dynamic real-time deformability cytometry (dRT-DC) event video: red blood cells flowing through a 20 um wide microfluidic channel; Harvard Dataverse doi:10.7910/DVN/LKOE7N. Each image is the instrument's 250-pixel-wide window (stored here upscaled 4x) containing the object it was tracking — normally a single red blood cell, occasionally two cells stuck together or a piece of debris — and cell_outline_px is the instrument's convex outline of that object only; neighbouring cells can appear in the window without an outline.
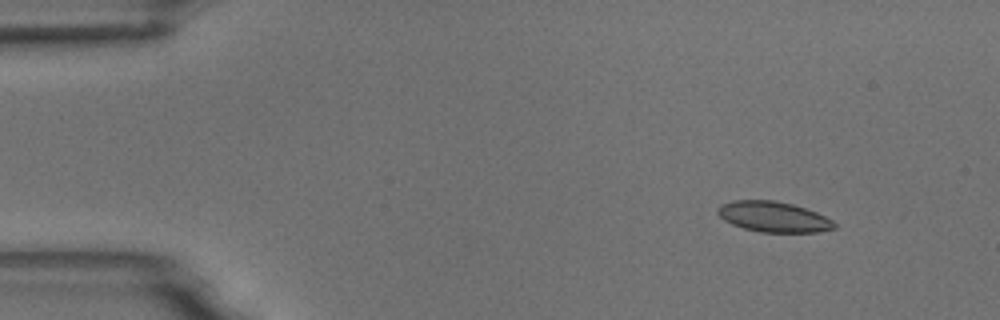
{"species": "common noctule bat (a hibernating species)", "species_latin": "Nyctalus noctula", "temperature_condition": "room temperature", "stored_images_in_passage": 5, "camera_frame_rate_fps": 3000, "um_per_image_px": 0.085, "animal": {"sex": "male", "body_mass_g": 18.8}, "frame": {"image": 1, "passage_image": 2, "time_ms": 1.333, "image_size_px": [1000, 320], "cell_outline_px": [[836, 228], [820, 232], [760, 232], [744, 228], [732, 224], [724, 220], [716, 212], [716, 208], [720, 204], [736, 200], [772, 200], [792, 204], [816, 212], [832, 220], [836, 224]], "centroid_in_image_um": [65.73, 18.43], "position_along_channel_um": 19.3, "area_um2": 20.69}}
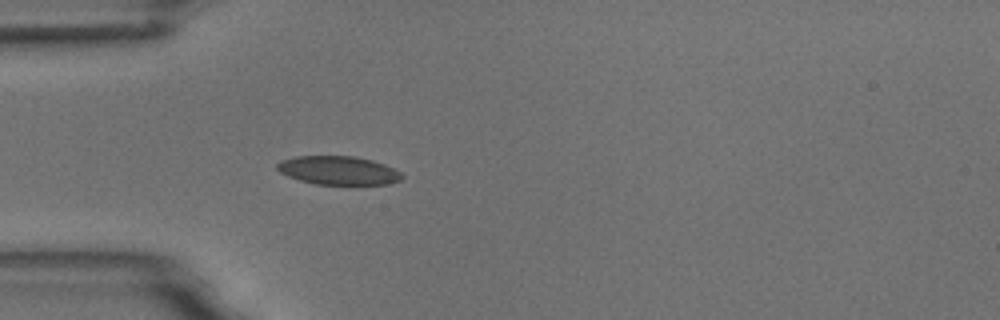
{"frame": {"image": 2, "passage_image": 5, "time_ms": 4.667, "image_size_px": [1000, 320], "cell_outline_px": [[404, 176], [400, 180], [388, 184], [316, 184], [300, 180], [288, 176], [280, 172], [276, 168], [276, 164], [280, 160], [296, 156], [356, 156], [372, 160], [384, 164], [400, 172]], "centroid_in_image_um": [28.74, 14.48], "position_along_channel_um": 56.3, "area_um2": 20.75}}